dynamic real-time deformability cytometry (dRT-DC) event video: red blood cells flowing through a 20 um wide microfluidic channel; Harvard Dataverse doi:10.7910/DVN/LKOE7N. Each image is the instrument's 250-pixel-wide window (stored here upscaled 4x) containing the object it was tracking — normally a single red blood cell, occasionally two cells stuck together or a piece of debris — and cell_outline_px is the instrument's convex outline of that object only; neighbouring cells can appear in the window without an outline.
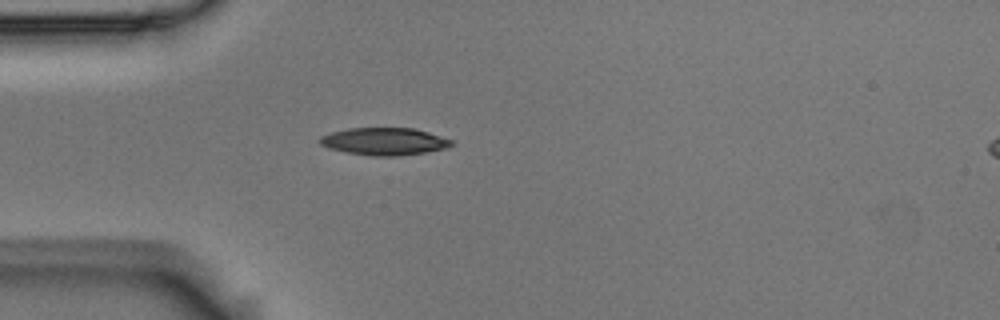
{"species": "Egyptian fruit bat (a non-hibernating species)", "species_latin": "Rousettus aegyptiacus", "temperature_condition": "room temperature", "stored_images_in_passage": 1, "camera_frame_rate_fps": 3000, "um_per_image_px": 0.085, "animal": {"sex": "male"}, "frame": {"image": 1, "passage_image": 1, "time_ms": 0.0, "image_size_px": [1000, 320], "cell_outline_px": [[452, 144], [448, 148], [400, 156], [372, 156], [348, 152], [328, 148], [320, 144], [316, 140], [320, 136], [332, 132], [348, 128], [412, 128], [428, 132], [452, 140]], "centroid_in_image_um": [32.63, 12.02], "position_along_channel_um": 52.4, "area_um2": 20.98}}